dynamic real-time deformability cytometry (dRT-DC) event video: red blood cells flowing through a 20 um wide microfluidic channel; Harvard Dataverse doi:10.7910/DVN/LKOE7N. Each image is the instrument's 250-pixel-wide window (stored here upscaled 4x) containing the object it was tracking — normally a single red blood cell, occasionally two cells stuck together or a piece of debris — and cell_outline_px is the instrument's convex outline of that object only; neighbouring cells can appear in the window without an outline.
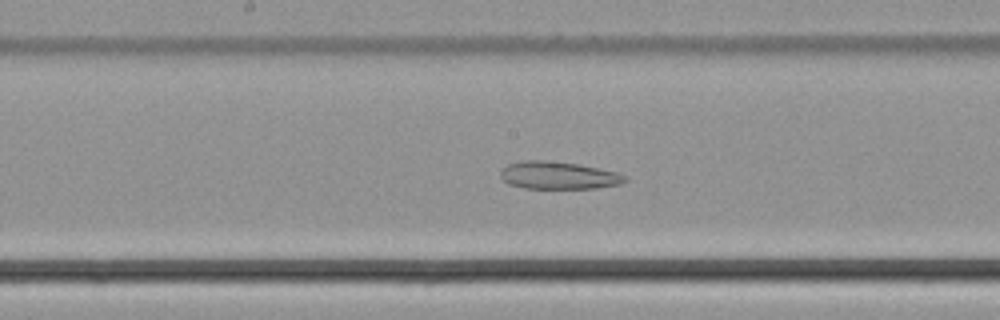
{"species": "common noctule bat (a hibernating species)", "species_latin": "Nyctalus noctula", "temperature_condition": "cold", "stored_images_in_passage": 47, "camera_frame_rate_fps": 3000, "um_per_image_px": 0.085, "animal": {"sex": "male", "body_mass_g": 21.5, "forearm_length_mm": 52.0}, "frame": {"image": 1, "passage_image": 22, "time_ms": 7.0, "image_size_px": [1000, 320], "cell_outline_px": [[628, 180], [620, 184], [596, 188], [524, 188], [508, 184], [500, 176], [500, 172], [508, 164], [524, 160], [540, 160], [576, 164], [616, 172], [628, 176]], "centroid_in_image_um": [47.46, 14.92], "position_along_channel_um": 200.7, "area_um2": 19.77}}
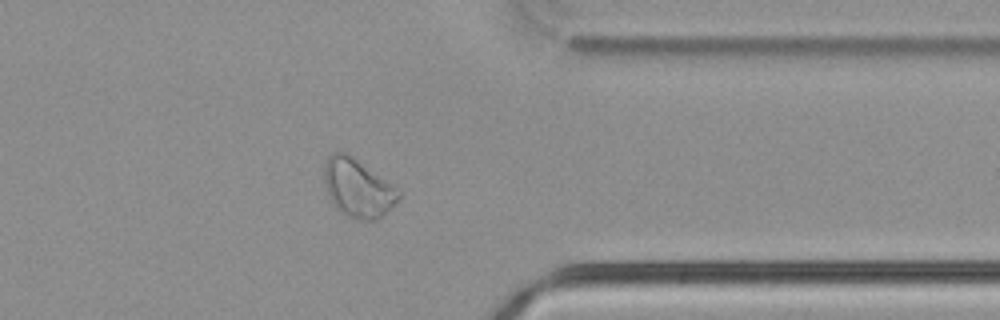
{"frame": {"image": 2, "passage_image": 36, "time_ms": 11.667, "image_size_px": [1000, 320], "cell_outline_px": [[400, 196], [396, 204], [376, 220], [356, 220], [340, 212], [332, 204], [324, 180], [324, 164], [328, 156], [332, 152], [348, 152], [392, 184], [400, 192]], "centroid_in_image_um": [30.4, 15.97], "position_along_channel_um": 381.0, "area_um2": 25.37}}
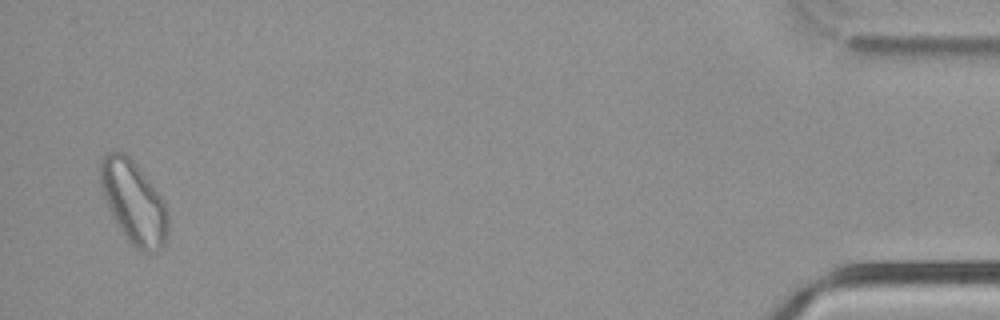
{"frame": {"image": 3, "passage_image": 45, "time_ms": 14.667, "image_size_px": [1000, 320], "cell_outline_px": [[168, 232], [164, 244], [156, 252], [144, 252], [136, 248], [128, 240], [112, 216], [100, 184], [100, 160], [108, 152], [120, 148], [136, 164], [152, 184], [160, 196], [168, 212]], "centroid_in_image_um": [11.36, 17.16], "position_along_channel_um": 423.8, "area_um2": 32.37}}